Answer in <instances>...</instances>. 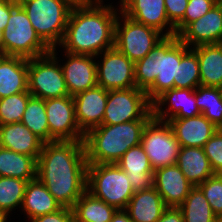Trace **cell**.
Returning a JSON list of instances; mask_svg holds the SVG:
<instances>
[{
	"label": "cell",
	"mask_w": 222,
	"mask_h": 222,
	"mask_svg": "<svg viewBox=\"0 0 222 222\" xmlns=\"http://www.w3.org/2000/svg\"><path fill=\"white\" fill-rule=\"evenodd\" d=\"M87 166L84 141L45 142L37 160V178L62 207L72 209L86 191Z\"/></svg>",
	"instance_id": "6da1fadb"
},
{
	"label": "cell",
	"mask_w": 222,
	"mask_h": 222,
	"mask_svg": "<svg viewBox=\"0 0 222 222\" xmlns=\"http://www.w3.org/2000/svg\"><path fill=\"white\" fill-rule=\"evenodd\" d=\"M107 1L91 0L72 7L59 53L97 56L114 47L120 7Z\"/></svg>",
	"instance_id": "7a4b0ae2"
},
{
	"label": "cell",
	"mask_w": 222,
	"mask_h": 222,
	"mask_svg": "<svg viewBox=\"0 0 222 222\" xmlns=\"http://www.w3.org/2000/svg\"><path fill=\"white\" fill-rule=\"evenodd\" d=\"M189 47L178 36L165 37L146 57L135 62V84L152 103L164 91L174 88L177 61Z\"/></svg>",
	"instance_id": "3957f363"
},
{
	"label": "cell",
	"mask_w": 222,
	"mask_h": 222,
	"mask_svg": "<svg viewBox=\"0 0 222 222\" xmlns=\"http://www.w3.org/2000/svg\"><path fill=\"white\" fill-rule=\"evenodd\" d=\"M148 121L102 124L90 129L84 137L87 163H116L128 149L141 143L142 133Z\"/></svg>",
	"instance_id": "277c9868"
},
{
	"label": "cell",
	"mask_w": 222,
	"mask_h": 222,
	"mask_svg": "<svg viewBox=\"0 0 222 222\" xmlns=\"http://www.w3.org/2000/svg\"><path fill=\"white\" fill-rule=\"evenodd\" d=\"M23 7L40 39L50 48L63 40L70 11L69 0H17Z\"/></svg>",
	"instance_id": "5b68a950"
},
{
	"label": "cell",
	"mask_w": 222,
	"mask_h": 222,
	"mask_svg": "<svg viewBox=\"0 0 222 222\" xmlns=\"http://www.w3.org/2000/svg\"><path fill=\"white\" fill-rule=\"evenodd\" d=\"M86 190L117 210L126 209L135 192L116 163L88 164Z\"/></svg>",
	"instance_id": "8992f818"
},
{
	"label": "cell",
	"mask_w": 222,
	"mask_h": 222,
	"mask_svg": "<svg viewBox=\"0 0 222 222\" xmlns=\"http://www.w3.org/2000/svg\"><path fill=\"white\" fill-rule=\"evenodd\" d=\"M4 55L26 59L45 55L51 49L40 39L27 13L17 0H12V12L3 31Z\"/></svg>",
	"instance_id": "52a82bcc"
},
{
	"label": "cell",
	"mask_w": 222,
	"mask_h": 222,
	"mask_svg": "<svg viewBox=\"0 0 222 222\" xmlns=\"http://www.w3.org/2000/svg\"><path fill=\"white\" fill-rule=\"evenodd\" d=\"M164 38L156 29L136 22L119 11L115 23L114 47L134 63L146 57Z\"/></svg>",
	"instance_id": "ba28073f"
},
{
	"label": "cell",
	"mask_w": 222,
	"mask_h": 222,
	"mask_svg": "<svg viewBox=\"0 0 222 222\" xmlns=\"http://www.w3.org/2000/svg\"><path fill=\"white\" fill-rule=\"evenodd\" d=\"M28 92L43 100L69 96L62 67L51 52L28 59Z\"/></svg>",
	"instance_id": "9c48e42d"
},
{
	"label": "cell",
	"mask_w": 222,
	"mask_h": 222,
	"mask_svg": "<svg viewBox=\"0 0 222 222\" xmlns=\"http://www.w3.org/2000/svg\"><path fill=\"white\" fill-rule=\"evenodd\" d=\"M152 117V103L145 91L137 87L108 91L102 124L115 125Z\"/></svg>",
	"instance_id": "30bf717a"
},
{
	"label": "cell",
	"mask_w": 222,
	"mask_h": 222,
	"mask_svg": "<svg viewBox=\"0 0 222 222\" xmlns=\"http://www.w3.org/2000/svg\"><path fill=\"white\" fill-rule=\"evenodd\" d=\"M140 144L153 170L176 164L180 144L167 121L152 117L143 130Z\"/></svg>",
	"instance_id": "8fae6325"
},
{
	"label": "cell",
	"mask_w": 222,
	"mask_h": 222,
	"mask_svg": "<svg viewBox=\"0 0 222 222\" xmlns=\"http://www.w3.org/2000/svg\"><path fill=\"white\" fill-rule=\"evenodd\" d=\"M96 66L97 85L102 86L105 90L136 87L135 63L115 47L97 55Z\"/></svg>",
	"instance_id": "7c38bea8"
},
{
	"label": "cell",
	"mask_w": 222,
	"mask_h": 222,
	"mask_svg": "<svg viewBox=\"0 0 222 222\" xmlns=\"http://www.w3.org/2000/svg\"><path fill=\"white\" fill-rule=\"evenodd\" d=\"M50 135L57 141H84L78 127L73 96L45 99Z\"/></svg>",
	"instance_id": "4fadbf2b"
},
{
	"label": "cell",
	"mask_w": 222,
	"mask_h": 222,
	"mask_svg": "<svg viewBox=\"0 0 222 222\" xmlns=\"http://www.w3.org/2000/svg\"><path fill=\"white\" fill-rule=\"evenodd\" d=\"M58 49L59 47L52 48L50 52L60 62L70 96H75L97 85L96 56L76 55L63 51L64 61L57 56Z\"/></svg>",
	"instance_id": "5bb4252c"
},
{
	"label": "cell",
	"mask_w": 222,
	"mask_h": 222,
	"mask_svg": "<svg viewBox=\"0 0 222 222\" xmlns=\"http://www.w3.org/2000/svg\"><path fill=\"white\" fill-rule=\"evenodd\" d=\"M120 11L127 17L154 28L165 37L175 36V27L169 22L164 0H119Z\"/></svg>",
	"instance_id": "9a60e30c"
},
{
	"label": "cell",
	"mask_w": 222,
	"mask_h": 222,
	"mask_svg": "<svg viewBox=\"0 0 222 222\" xmlns=\"http://www.w3.org/2000/svg\"><path fill=\"white\" fill-rule=\"evenodd\" d=\"M152 114L154 118L162 121L201 114L196 104L195 90L173 88L164 91L152 102Z\"/></svg>",
	"instance_id": "2e32d148"
},
{
	"label": "cell",
	"mask_w": 222,
	"mask_h": 222,
	"mask_svg": "<svg viewBox=\"0 0 222 222\" xmlns=\"http://www.w3.org/2000/svg\"><path fill=\"white\" fill-rule=\"evenodd\" d=\"M177 36L189 48L222 43V4L214 5L205 15L189 23Z\"/></svg>",
	"instance_id": "e0dca14e"
},
{
	"label": "cell",
	"mask_w": 222,
	"mask_h": 222,
	"mask_svg": "<svg viewBox=\"0 0 222 222\" xmlns=\"http://www.w3.org/2000/svg\"><path fill=\"white\" fill-rule=\"evenodd\" d=\"M107 98L108 90L99 85L73 96L78 127L84 134L102 125Z\"/></svg>",
	"instance_id": "ac0fdd59"
},
{
	"label": "cell",
	"mask_w": 222,
	"mask_h": 222,
	"mask_svg": "<svg viewBox=\"0 0 222 222\" xmlns=\"http://www.w3.org/2000/svg\"><path fill=\"white\" fill-rule=\"evenodd\" d=\"M153 187L167 207H179L194 186L174 164L154 170Z\"/></svg>",
	"instance_id": "d6986e66"
},
{
	"label": "cell",
	"mask_w": 222,
	"mask_h": 222,
	"mask_svg": "<svg viewBox=\"0 0 222 222\" xmlns=\"http://www.w3.org/2000/svg\"><path fill=\"white\" fill-rule=\"evenodd\" d=\"M180 147H200L219 129L203 114L189 118H171L167 121Z\"/></svg>",
	"instance_id": "ffe728a7"
},
{
	"label": "cell",
	"mask_w": 222,
	"mask_h": 222,
	"mask_svg": "<svg viewBox=\"0 0 222 222\" xmlns=\"http://www.w3.org/2000/svg\"><path fill=\"white\" fill-rule=\"evenodd\" d=\"M116 164L126 172L134 191L153 187L154 170L141 144L128 149Z\"/></svg>",
	"instance_id": "44dd1931"
},
{
	"label": "cell",
	"mask_w": 222,
	"mask_h": 222,
	"mask_svg": "<svg viewBox=\"0 0 222 222\" xmlns=\"http://www.w3.org/2000/svg\"><path fill=\"white\" fill-rule=\"evenodd\" d=\"M43 141L23 123L0 125V146L38 160Z\"/></svg>",
	"instance_id": "7402d4cb"
},
{
	"label": "cell",
	"mask_w": 222,
	"mask_h": 222,
	"mask_svg": "<svg viewBox=\"0 0 222 222\" xmlns=\"http://www.w3.org/2000/svg\"><path fill=\"white\" fill-rule=\"evenodd\" d=\"M28 91V59L0 55V98Z\"/></svg>",
	"instance_id": "603a6c76"
},
{
	"label": "cell",
	"mask_w": 222,
	"mask_h": 222,
	"mask_svg": "<svg viewBox=\"0 0 222 222\" xmlns=\"http://www.w3.org/2000/svg\"><path fill=\"white\" fill-rule=\"evenodd\" d=\"M166 208L161 195L152 187L135 191L125 210L132 222H157Z\"/></svg>",
	"instance_id": "cb8c5ba5"
},
{
	"label": "cell",
	"mask_w": 222,
	"mask_h": 222,
	"mask_svg": "<svg viewBox=\"0 0 222 222\" xmlns=\"http://www.w3.org/2000/svg\"><path fill=\"white\" fill-rule=\"evenodd\" d=\"M62 206L55 200L45 185L36 177L28 181L21 212L29 221L37 216L53 213ZM25 214V215H24Z\"/></svg>",
	"instance_id": "d4e9b609"
},
{
	"label": "cell",
	"mask_w": 222,
	"mask_h": 222,
	"mask_svg": "<svg viewBox=\"0 0 222 222\" xmlns=\"http://www.w3.org/2000/svg\"><path fill=\"white\" fill-rule=\"evenodd\" d=\"M176 164L194 187L214 175L209 159L200 147H180Z\"/></svg>",
	"instance_id": "484cf974"
},
{
	"label": "cell",
	"mask_w": 222,
	"mask_h": 222,
	"mask_svg": "<svg viewBox=\"0 0 222 222\" xmlns=\"http://www.w3.org/2000/svg\"><path fill=\"white\" fill-rule=\"evenodd\" d=\"M192 49L198 56L201 85L219 87L222 84V43Z\"/></svg>",
	"instance_id": "4316f807"
},
{
	"label": "cell",
	"mask_w": 222,
	"mask_h": 222,
	"mask_svg": "<svg viewBox=\"0 0 222 222\" xmlns=\"http://www.w3.org/2000/svg\"><path fill=\"white\" fill-rule=\"evenodd\" d=\"M0 176L30 181L37 177V160L0 146Z\"/></svg>",
	"instance_id": "83f0119b"
},
{
	"label": "cell",
	"mask_w": 222,
	"mask_h": 222,
	"mask_svg": "<svg viewBox=\"0 0 222 222\" xmlns=\"http://www.w3.org/2000/svg\"><path fill=\"white\" fill-rule=\"evenodd\" d=\"M72 210L74 222H110L117 209L86 190Z\"/></svg>",
	"instance_id": "f1b7e54d"
},
{
	"label": "cell",
	"mask_w": 222,
	"mask_h": 222,
	"mask_svg": "<svg viewBox=\"0 0 222 222\" xmlns=\"http://www.w3.org/2000/svg\"><path fill=\"white\" fill-rule=\"evenodd\" d=\"M21 123L29 128L44 143L56 141L49 132L45 100L31 96L28 99Z\"/></svg>",
	"instance_id": "f546056e"
},
{
	"label": "cell",
	"mask_w": 222,
	"mask_h": 222,
	"mask_svg": "<svg viewBox=\"0 0 222 222\" xmlns=\"http://www.w3.org/2000/svg\"><path fill=\"white\" fill-rule=\"evenodd\" d=\"M179 208L182 211L184 222H216L218 219L198 186L190 190Z\"/></svg>",
	"instance_id": "4dcf8cb0"
},
{
	"label": "cell",
	"mask_w": 222,
	"mask_h": 222,
	"mask_svg": "<svg viewBox=\"0 0 222 222\" xmlns=\"http://www.w3.org/2000/svg\"><path fill=\"white\" fill-rule=\"evenodd\" d=\"M195 99L201 114L222 128V93L219 87L199 85L195 89Z\"/></svg>",
	"instance_id": "1f68e13d"
},
{
	"label": "cell",
	"mask_w": 222,
	"mask_h": 222,
	"mask_svg": "<svg viewBox=\"0 0 222 222\" xmlns=\"http://www.w3.org/2000/svg\"><path fill=\"white\" fill-rule=\"evenodd\" d=\"M28 181L0 176V212L10 219L13 211L21 210Z\"/></svg>",
	"instance_id": "d6a6232c"
},
{
	"label": "cell",
	"mask_w": 222,
	"mask_h": 222,
	"mask_svg": "<svg viewBox=\"0 0 222 222\" xmlns=\"http://www.w3.org/2000/svg\"><path fill=\"white\" fill-rule=\"evenodd\" d=\"M201 85L199 61L196 52L189 48L177 61V80L174 88L196 89Z\"/></svg>",
	"instance_id": "836d02e7"
},
{
	"label": "cell",
	"mask_w": 222,
	"mask_h": 222,
	"mask_svg": "<svg viewBox=\"0 0 222 222\" xmlns=\"http://www.w3.org/2000/svg\"><path fill=\"white\" fill-rule=\"evenodd\" d=\"M31 96L27 91L0 98V125L21 122Z\"/></svg>",
	"instance_id": "e575fe53"
},
{
	"label": "cell",
	"mask_w": 222,
	"mask_h": 222,
	"mask_svg": "<svg viewBox=\"0 0 222 222\" xmlns=\"http://www.w3.org/2000/svg\"><path fill=\"white\" fill-rule=\"evenodd\" d=\"M208 200L213 213L222 218V174H214L198 186Z\"/></svg>",
	"instance_id": "d590c367"
},
{
	"label": "cell",
	"mask_w": 222,
	"mask_h": 222,
	"mask_svg": "<svg viewBox=\"0 0 222 222\" xmlns=\"http://www.w3.org/2000/svg\"><path fill=\"white\" fill-rule=\"evenodd\" d=\"M216 3L212 0H189L184 18L175 26L178 35L189 23L205 15Z\"/></svg>",
	"instance_id": "8d00e7d4"
},
{
	"label": "cell",
	"mask_w": 222,
	"mask_h": 222,
	"mask_svg": "<svg viewBox=\"0 0 222 222\" xmlns=\"http://www.w3.org/2000/svg\"><path fill=\"white\" fill-rule=\"evenodd\" d=\"M203 150L214 174H222V128H219L204 144Z\"/></svg>",
	"instance_id": "74e56055"
},
{
	"label": "cell",
	"mask_w": 222,
	"mask_h": 222,
	"mask_svg": "<svg viewBox=\"0 0 222 222\" xmlns=\"http://www.w3.org/2000/svg\"><path fill=\"white\" fill-rule=\"evenodd\" d=\"M189 0H164L167 18L175 27L185 15V10Z\"/></svg>",
	"instance_id": "f35d334b"
},
{
	"label": "cell",
	"mask_w": 222,
	"mask_h": 222,
	"mask_svg": "<svg viewBox=\"0 0 222 222\" xmlns=\"http://www.w3.org/2000/svg\"><path fill=\"white\" fill-rule=\"evenodd\" d=\"M29 222H74V214L71 208L61 207L53 213L37 216Z\"/></svg>",
	"instance_id": "ab89813d"
},
{
	"label": "cell",
	"mask_w": 222,
	"mask_h": 222,
	"mask_svg": "<svg viewBox=\"0 0 222 222\" xmlns=\"http://www.w3.org/2000/svg\"><path fill=\"white\" fill-rule=\"evenodd\" d=\"M157 222H184L182 211L179 207H167Z\"/></svg>",
	"instance_id": "60d3db41"
},
{
	"label": "cell",
	"mask_w": 222,
	"mask_h": 222,
	"mask_svg": "<svg viewBox=\"0 0 222 222\" xmlns=\"http://www.w3.org/2000/svg\"><path fill=\"white\" fill-rule=\"evenodd\" d=\"M12 12V0H0V30L8 25V20Z\"/></svg>",
	"instance_id": "b9f144b4"
},
{
	"label": "cell",
	"mask_w": 222,
	"mask_h": 222,
	"mask_svg": "<svg viewBox=\"0 0 222 222\" xmlns=\"http://www.w3.org/2000/svg\"><path fill=\"white\" fill-rule=\"evenodd\" d=\"M110 222H132L125 209H118L113 214Z\"/></svg>",
	"instance_id": "7bdbcfd3"
},
{
	"label": "cell",
	"mask_w": 222,
	"mask_h": 222,
	"mask_svg": "<svg viewBox=\"0 0 222 222\" xmlns=\"http://www.w3.org/2000/svg\"><path fill=\"white\" fill-rule=\"evenodd\" d=\"M0 55H4L3 30H0Z\"/></svg>",
	"instance_id": "ee69618b"
},
{
	"label": "cell",
	"mask_w": 222,
	"mask_h": 222,
	"mask_svg": "<svg viewBox=\"0 0 222 222\" xmlns=\"http://www.w3.org/2000/svg\"><path fill=\"white\" fill-rule=\"evenodd\" d=\"M70 2H72L74 5H77V4H85V3H88L89 1L91 0H69Z\"/></svg>",
	"instance_id": "f6af8a7d"
},
{
	"label": "cell",
	"mask_w": 222,
	"mask_h": 222,
	"mask_svg": "<svg viewBox=\"0 0 222 222\" xmlns=\"http://www.w3.org/2000/svg\"><path fill=\"white\" fill-rule=\"evenodd\" d=\"M8 217L3 213L0 212V222H8Z\"/></svg>",
	"instance_id": "bcb514c9"
},
{
	"label": "cell",
	"mask_w": 222,
	"mask_h": 222,
	"mask_svg": "<svg viewBox=\"0 0 222 222\" xmlns=\"http://www.w3.org/2000/svg\"><path fill=\"white\" fill-rule=\"evenodd\" d=\"M216 4H222V0H212Z\"/></svg>",
	"instance_id": "7dc6e473"
},
{
	"label": "cell",
	"mask_w": 222,
	"mask_h": 222,
	"mask_svg": "<svg viewBox=\"0 0 222 222\" xmlns=\"http://www.w3.org/2000/svg\"><path fill=\"white\" fill-rule=\"evenodd\" d=\"M216 222H222V218H218Z\"/></svg>",
	"instance_id": "c3c4849f"
},
{
	"label": "cell",
	"mask_w": 222,
	"mask_h": 222,
	"mask_svg": "<svg viewBox=\"0 0 222 222\" xmlns=\"http://www.w3.org/2000/svg\"><path fill=\"white\" fill-rule=\"evenodd\" d=\"M220 92L222 93V84L219 86Z\"/></svg>",
	"instance_id": "681fc988"
}]
</instances>
